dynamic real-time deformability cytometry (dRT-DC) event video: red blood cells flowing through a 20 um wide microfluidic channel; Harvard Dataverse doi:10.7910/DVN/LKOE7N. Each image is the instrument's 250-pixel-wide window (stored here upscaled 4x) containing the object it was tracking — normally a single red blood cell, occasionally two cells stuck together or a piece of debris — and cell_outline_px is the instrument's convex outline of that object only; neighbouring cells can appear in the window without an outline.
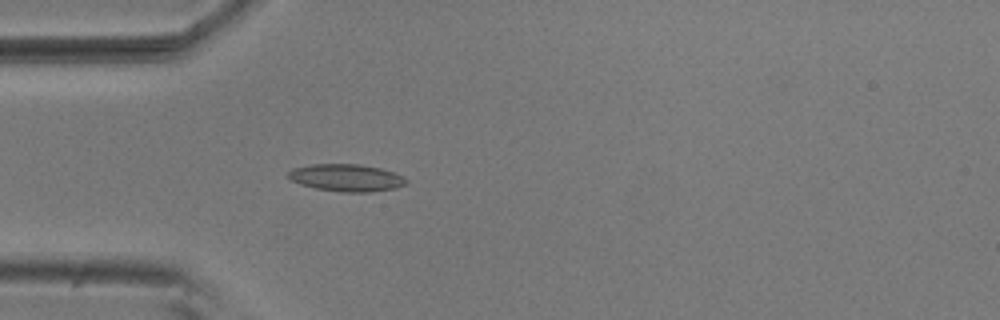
{"species": "common noctule bat (a hibernating species)", "species_latin": "Nyctalus noctula", "temperature_condition": "room temperature", "stored_images_in_passage": 5, "camera_frame_rate_fps": 3000, "um_per_image_px": 0.085, "animal": {"sex": "male", "body_mass_g": 20.5, "forearm_length_mm": 52.5}, "frame": {"image": 1, "passage_image": 5, "time_ms": 1.333, "image_size_px": [1000, 320], "cell_outline_px": [[408, 184], [396, 188], [372, 192], [340, 192], [316, 188], [300, 184], [288, 180], [288, 172], [292, 168], [312, 164], [360, 164], [380, 168], [404, 176], [408, 180]], "centroid_in_image_um": [29.45, 15.11], "position_along_channel_um": 55.5, "area_um2": 18.96}}